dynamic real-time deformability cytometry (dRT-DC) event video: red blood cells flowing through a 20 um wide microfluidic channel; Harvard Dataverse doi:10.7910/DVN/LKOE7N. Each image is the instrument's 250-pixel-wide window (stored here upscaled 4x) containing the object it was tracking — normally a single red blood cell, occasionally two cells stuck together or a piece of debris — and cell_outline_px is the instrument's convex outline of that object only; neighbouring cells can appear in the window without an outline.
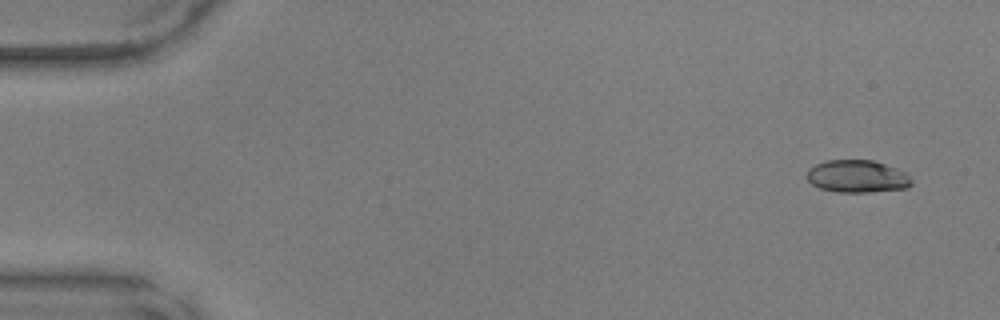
{"species": "common noctule bat (a hibernating species)", "species_latin": "Nyctalus noctula", "temperature_condition": "warm", "stored_images_in_passage": 10, "camera_frame_rate_fps": 3000, "um_per_image_px": 0.085, "animal": {"sex": "male", "body_mass_g": 17.9, "forearm_length_mm": 54.2}, "frame": {"image": 1, "passage_image": 1, "time_ms": 0.0, "image_size_px": [1000, 320], "cell_outline_px": [[912, 184], [908, 188], [868, 192], [836, 192], [820, 188], [812, 184], [804, 176], [808, 168], [816, 164], [828, 160], [872, 160], [896, 168], [904, 172], [912, 180]], "centroid_in_image_um": [72.83, 14.99], "position_along_channel_um": 12.2, "area_um2": 19.88}}